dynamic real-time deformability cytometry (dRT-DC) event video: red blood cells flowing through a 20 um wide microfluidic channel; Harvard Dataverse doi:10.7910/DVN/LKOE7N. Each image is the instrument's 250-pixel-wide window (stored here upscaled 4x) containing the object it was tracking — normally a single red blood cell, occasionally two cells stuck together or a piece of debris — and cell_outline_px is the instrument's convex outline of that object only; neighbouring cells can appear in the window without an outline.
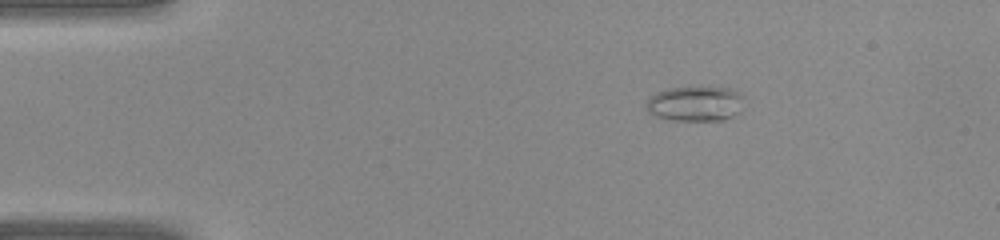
{"species": "common noctule bat (a hibernating species)", "species_latin": "Nyctalus noctula", "temperature_condition": "warm", "stored_images_in_passage": 35, "camera_frame_rate_fps": 3000, "um_per_image_px": 0.085, "animal": {"sex": "female", "body_mass_g": 22.0, "forearm_length_mm": 56.7}, "frame": {"image": 1, "passage_image": 1, "time_ms": 0.0, "image_size_px": [1000, 240], "cell_outline_px": [[744, 96], [736, 112], [732, 116], [724, 120], [668, 120], [656, 116], [648, 112], [644, 108], [644, 104], [656, 92], [668, 88], [732, 88], [740, 92]], "centroid_in_image_um": [59.04, 8.82], "position_along_channel_um": 26.0, "area_um2": 19.77}}
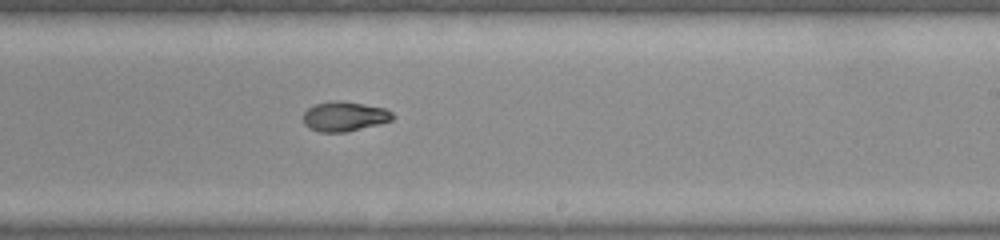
{"frame": {"image": 2, "passage_image": 19, "time_ms": 6.0, "image_size_px": [1000, 240], "cell_outline_px": [[396, 116], [392, 120], [380, 124], [344, 132], [320, 132], [308, 128], [304, 124], [304, 112], [308, 108], [316, 104], [332, 100], [340, 100], [364, 104], [384, 108], [392, 112]], "centroid_in_image_um": [29.29, 9.89], "position_along_channel_um": 259.7, "area_um2": 15.55}}
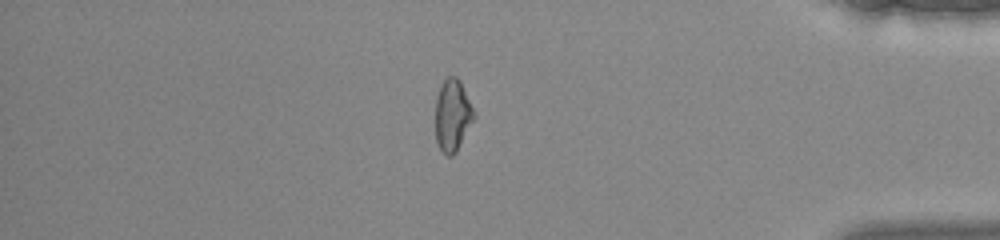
{"frame": {"image": 3, "passage_image": 29, "time_ms": 9.333, "image_size_px": [1000, 240], "cell_outline_px": [[476, 116], [456, 152], [452, 156], [448, 156], [440, 148], [436, 140], [436, 96], [440, 84], [448, 76], [456, 76], [460, 80]], "centroid_in_image_um": [38.46, 9.78], "position_along_channel_um": 396.7, "area_um2": 16.07}}